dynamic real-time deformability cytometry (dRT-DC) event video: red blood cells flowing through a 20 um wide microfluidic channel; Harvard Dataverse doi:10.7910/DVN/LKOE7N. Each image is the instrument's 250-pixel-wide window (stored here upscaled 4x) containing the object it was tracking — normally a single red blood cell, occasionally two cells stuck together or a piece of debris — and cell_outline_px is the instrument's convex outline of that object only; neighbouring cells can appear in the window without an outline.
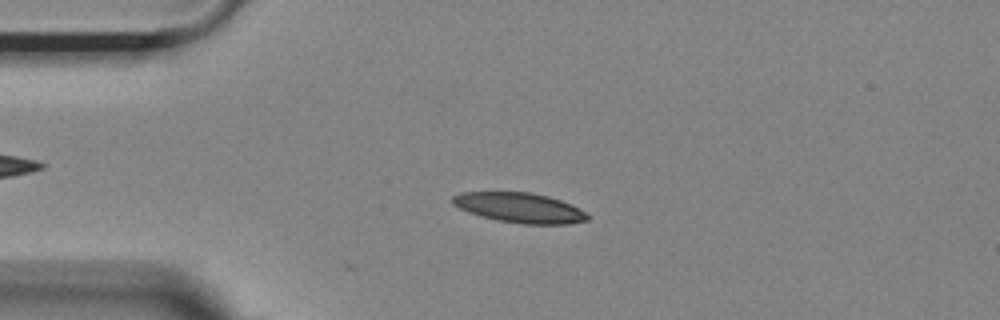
{"species": "Egyptian fruit bat (a non-hibernating species)", "species_latin": "Rousettus aegyptiacus", "temperature_condition": "room temperature", "stored_images_in_passage": 38, "camera_frame_rate_fps": 3000, "um_per_image_px": 0.085, "animal": {"sex": "female"}, "frame": {"image": 1, "passage_image": 12, "time_ms": 3.667, "image_size_px": [1000, 320], "cell_outline_px": [[588, 220], [568, 224], [520, 224], [496, 220], [480, 216], [468, 212], [452, 204], [452, 196], [460, 192], [532, 192], [548, 196], [572, 204], [580, 208], [588, 216]], "centroid_in_image_um": [44.15, 17.66], "position_along_channel_um": 40.8, "area_um2": 23.7}}
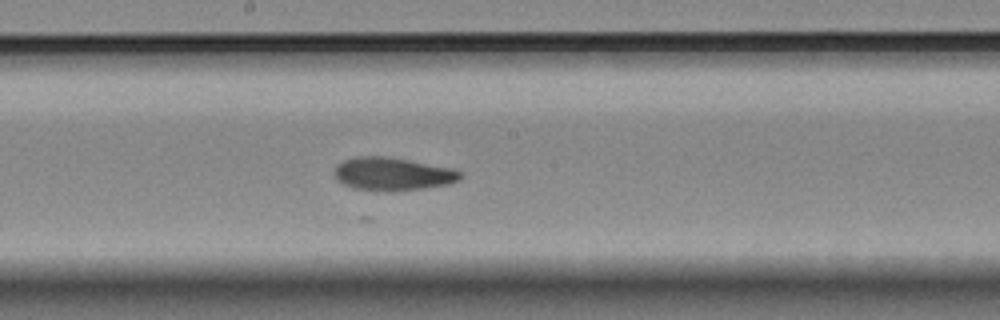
{"frame": {"image": 2, "passage_image": 28, "time_ms": 9.0, "image_size_px": [1000, 320], "cell_outline_px": [[460, 180], [448, 184], [424, 188], [396, 192], [376, 192], [352, 188], [336, 180], [336, 164], [344, 160], [356, 156], [384, 156], [408, 160], [452, 168], [460, 172]], "centroid_in_image_um": [33.34, 14.81], "position_along_channel_um": 214.9, "area_um2": 24.45}}
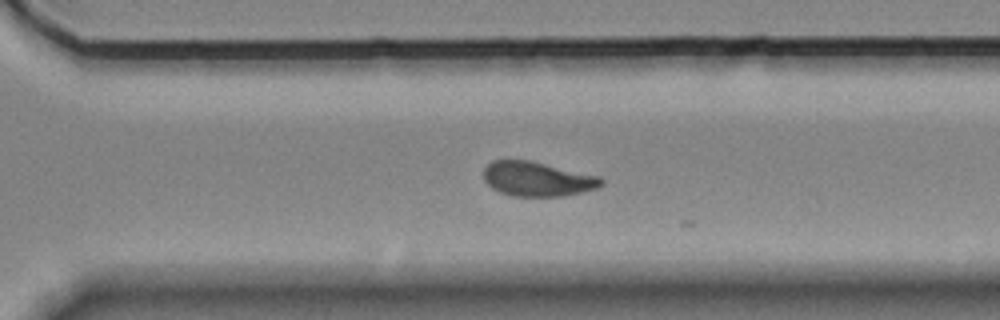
{"frame": {"image": 3, "passage_image": 37, "time_ms": 12.0, "image_size_px": [1000, 320], "cell_outline_px": [[604, 184], [600, 188], [564, 196], [512, 196], [500, 192], [492, 188], [484, 180], [484, 168], [492, 160], [528, 160], [600, 176], [604, 180]], "centroid_in_image_um": [45.7, 15.22], "position_along_channel_um": 324.9, "area_um2": 23.76}}